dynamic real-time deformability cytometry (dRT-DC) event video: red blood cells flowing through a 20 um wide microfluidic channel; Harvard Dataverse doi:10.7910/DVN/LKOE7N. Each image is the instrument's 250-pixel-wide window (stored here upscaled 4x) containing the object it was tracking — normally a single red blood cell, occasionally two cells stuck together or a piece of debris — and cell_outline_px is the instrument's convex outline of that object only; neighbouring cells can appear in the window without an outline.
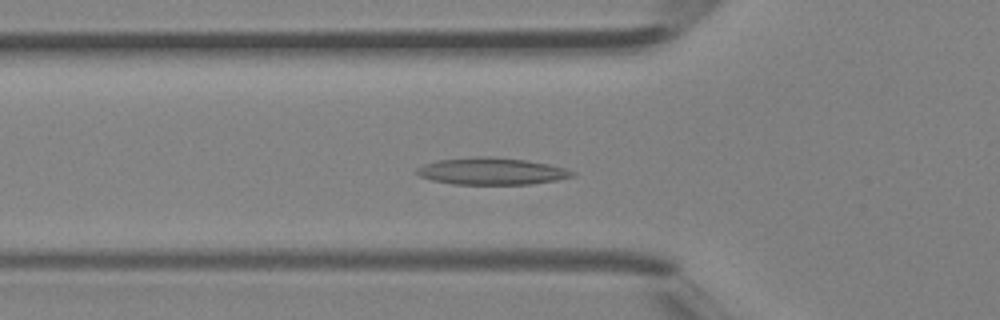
{"species": "Egyptian fruit bat (a non-hibernating species)", "species_latin": "Rousettus aegyptiacus", "temperature_condition": "room temperature", "stored_images_in_passage": 31, "camera_frame_rate_fps": 3000, "um_per_image_px": 0.085, "animal": {"sex": "female"}, "frame": {"image": 1, "passage_image": 4, "time_ms": 1.0, "image_size_px": [1000, 320], "cell_outline_px": [[576, 176], [556, 180], [532, 184], [452, 184], [432, 180], [420, 176], [412, 172], [416, 168], [424, 164], [436, 160], [476, 156], [492, 156], [524, 160], [548, 164], [564, 168], [576, 172]], "centroid_in_image_um": [41.75, 14.55], "position_along_channel_um": 84.0, "area_um2": 24.62}}
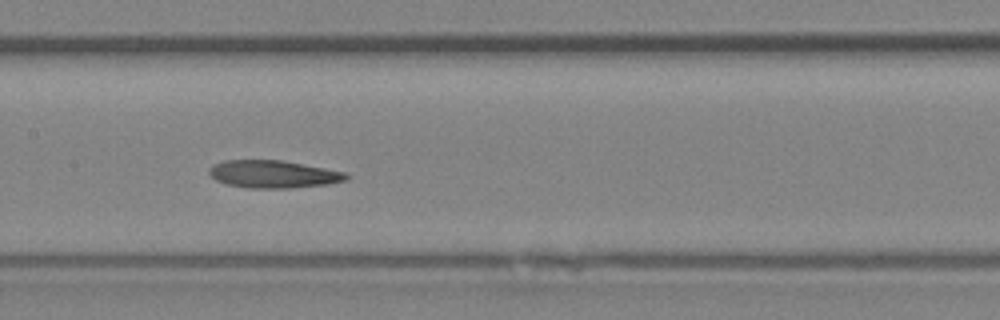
{"frame": {"image": 2, "passage_image": 10, "time_ms": 3.0, "image_size_px": [1000, 320], "cell_outline_px": [[348, 176], [344, 180], [328, 184], [292, 188], [248, 188], [228, 184], [216, 180], [208, 172], [208, 168], [212, 164], [224, 160], [280, 160], [324, 168], [344, 172]], "centroid_in_image_um": [23.17, 14.8], "position_along_channel_um": 184.2, "area_um2": 21.85}}
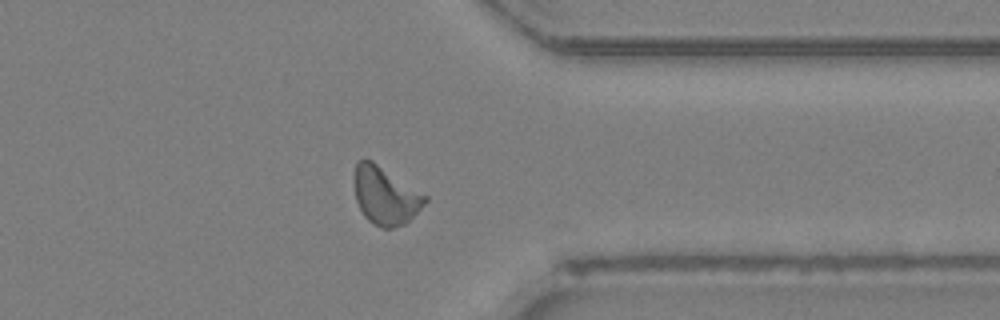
{"frame": {"image": 3, "passage_image": 22, "time_ms": 7.0, "image_size_px": [1000, 320], "cell_outline_px": [[428, 200], [404, 224], [392, 228], [384, 228], [372, 224], [364, 216], [356, 200], [352, 180], [352, 176], [356, 160], [372, 160], [428, 196]], "centroid_in_image_um": [32.7, 16.6], "position_along_channel_um": 378.7, "area_um2": 23.99}}